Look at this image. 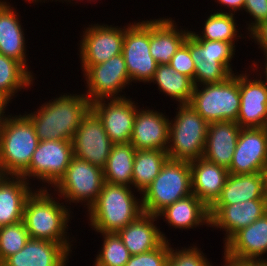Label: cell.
<instances>
[{
  "label": "cell",
  "mask_w": 267,
  "mask_h": 266,
  "mask_svg": "<svg viewBox=\"0 0 267 266\" xmlns=\"http://www.w3.org/2000/svg\"><path fill=\"white\" fill-rule=\"evenodd\" d=\"M28 185L22 176L0 179V227L23 221L26 199L33 192Z\"/></svg>",
  "instance_id": "cell-26"
},
{
  "label": "cell",
  "mask_w": 267,
  "mask_h": 266,
  "mask_svg": "<svg viewBox=\"0 0 267 266\" xmlns=\"http://www.w3.org/2000/svg\"><path fill=\"white\" fill-rule=\"evenodd\" d=\"M128 27V28H127ZM125 27L122 54L132 81L152 80L158 63L150 54V21L129 24Z\"/></svg>",
  "instance_id": "cell-10"
},
{
  "label": "cell",
  "mask_w": 267,
  "mask_h": 266,
  "mask_svg": "<svg viewBox=\"0 0 267 266\" xmlns=\"http://www.w3.org/2000/svg\"><path fill=\"white\" fill-rule=\"evenodd\" d=\"M263 174L265 177V192H266V197H267V166L265 167Z\"/></svg>",
  "instance_id": "cell-45"
},
{
  "label": "cell",
  "mask_w": 267,
  "mask_h": 266,
  "mask_svg": "<svg viewBox=\"0 0 267 266\" xmlns=\"http://www.w3.org/2000/svg\"><path fill=\"white\" fill-rule=\"evenodd\" d=\"M234 44L226 41L197 39L190 31L189 51L195 66L194 86L220 83L234 74L229 63L235 55Z\"/></svg>",
  "instance_id": "cell-8"
},
{
  "label": "cell",
  "mask_w": 267,
  "mask_h": 266,
  "mask_svg": "<svg viewBox=\"0 0 267 266\" xmlns=\"http://www.w3.org/2000/svg\"><path fill=\"white\" fill-rule=\"evenodd\" d=\"M253 199H267L263 172L229 174L221 194L211 206L233 205Z\"/></svg>",
  "instance_id": "cell-27"
},
{
  "label": "cell",
  "mask_w": 267,
  "mask_h": 266,
  "mask_svg": "<svg viewBox=\"0 0 267 266\" xmlns=\"http://www.w3.org/2000/svg\"><path fill=\"white\" fill-rule=\"evenodd\" d=\"M80 41V58L82 66L104 63L112 57L122 54L125 27L112 25H89Z\"/></svg>",
  "instance_id": "cell-14"
},
{
  "label": "cell",
  "mask_w": 267,
  "mask_h": 266,
  "mask_svg": "<svg viewBox=\"0 0 267 266\" xmlns=\"http://www.w3.org/2000/svg\"><path fill=\"white\" fill-rule=\"evenodd\" d=\"M240 130L235 121L209 123L203 158L228 170Z\"/></svg>",
  "instance_id": "cell-21"
},
{
  "label": "cell",
  "mask_w": 267,
  "mask_h": 266,
  "mask_svg": "<svg viewBox=\"0 0 267 266\" xmlns=\"http://www.w3.org/2000/svg\"><path fill=\"white\" fill-rule=\"evenodd\" d=\"M176 27L170 18L150 20V54L158 64H169L190 33Z\"/></svg>",
  "instance_id": "cell-25"
},
{
  "label": "cell",
  "mask_w": 267,
  "mask_h": 266,
  "mask_svg": "<svg viewBox=\"0 0 267 266\" xmlns=\"http://www.w3.org/2000/svg\"><path fill=\"white\" fill-rule=\"evenodd\" d=\"M73 158L72 142L67 140L39 141L27 171L22 175L50 183L53 187L64 176Z\"/></svg>",
  "instance_id": "cell-11"
},
{
  "label": "cell",
  "mask_w": 267,
  "mask_h": 266,
  "mask_svg": "<svg viewBox=\"0 0 267 266\" xmlns=\"http://www.w3.org/2000/svg\"><path fill=\"white\" fill-rule=\"evenodd\" d=\"M82 68L88 88L87 94L84 95L91 103L100 99L124 98L118 93L122 92L131 80L123 54L112 57L104 63Z\"/></svg>",
  "instance_id": "cell-12"
},
{
  "label": "cell",
  "mask_w": 267,
  "mask_h": 266,
  "mask_svg": "<svg viewBox=\"0 0 267 266\" xmlns=\"http://www.w3.org/2000/svg\"><path fill=\"white\" fill-rule=\"evenodd\" d=\"M177 108L178 114L169 123L168 157L187 162L198 160L204 154L209 123L190 104Z\"/></svg>",
  "instance_id": "cell-6"
},
{
  "label": "cell",
  "mask_w": 267,
  "mask_h": 266,
  "mask_svg": "<svg viewBox=\"0 0 267 266\" xmlns=\"http://www.w3.org/2000/svg\"><path fill=\"white\" fill-rule=\"evenodd\" d=\"M208 123L235 121L240 110L239 75L220 83L194 86L189 103Z\"/></svg>",
  "instance_id": "cell-7"
},
{
  "label": "cell",
  "mask_w": 267,
  "mask_h": 266,
  "mask_svg": "<svg viewBox=\"0 0 267 266\" xmlns=\"http://www.w3.org/2000/svg\"><path fill=\"white\" fill-rule=\"evenodd\" d=\"M157 217L143 212L117 232L131 256L154 250L167 240L165 234L154 225Z\"/></svg>",
  "instance_id": "cell-24"
},
{
  "label": "cell",
  "mask_w": 267,
  "mask_h": 266,
  "mask_svg": "<svg viewBox=\"0 0 267 266\" xmlns=\"http://www.w3.org/2000/svg\"><path fill=\"white\" fill-rule=\"evenodd\" d=\"M224 266H263V261H242L224 255Z\"/></svg>",
  "instance_id": "cell-42"
},
{
  "label": "cell",
  "mask_w": 267,
  "mask_h": 266,
  "mask_svg": "<svg viewBox=\"0 0 267 266\" xmlns=\"http://www.w3.org/2000/svg\"><path fill=\"white\" fill-rule=\"evenodd\" d=\"M253 17L254 21L249 23L248 31L251 32L260 23L267 20V0H245L243 10Z\"/></svg>",
  "instance_id": "cell-40"
},
{
  "label": "cell",
  "mask_w": 267,
  "mask_h": 266,
  "mask_svg": "<svg viewBox=\"0 0 267 266\" xmlns=\"http://www.w3.org/2000/svg\"><path fill=\"white\" fill-rule=\"evenodd\" d=\"M267 166V127L241 128L229 174L263 172Z\"/></svg>",
  "instance_id": "cell-15"
},
{
  "label": "cell",
  "mask_w": 267,
  "mask_h": 266,
  "mask_svg": "<svg viewBox=\"0 0 267 266\" xmlns=\"http://www.w3.org/2000/svg\"><path fill=\"white\" fill-rule=\"evenodd\" d=\"M38 143L34 125L26 114L8 115L0 127V170L3 176H22Z\"/></svg>",
  "instance_id": "cell-4"
},
{
  "label": "cell",
  "mask_w": 267,
  "mask_h": 266,
  "mask_svg": "<svg viewBox=\"0 0 267 266\" xmlns=\"http://www.w3.org/2000/svg\"><path fill=\"white\" fill-rule=\"evenodd\" d=\"M165 150H136L132 172V186L140 193L152 183L168 159Z\"/></svg>",
  "instance_id": "cell-32"
},
{
  "label": "cell",
  "mask_w": 267,
  "mask_h": 266,
  "mask_svg": "<svg viewBox=\"0 0 267 266\" xmlns=\"http://www.w3.org/2000/svg\"><path fill=\"white\" fill-rule=\"evenodd\" d=\"M263 266H267V261H263Z\"/></svg>",
  "instance_id": "cell-47"
},
{
  "label": "cell",
  "mask_w": 267,
  "mask_h": 266,
  "mask_svg": "<svg viewBox=\"0 0 267 266\" xmlns=\"http://www.w3.org/2000/svg\"><path fill=\"white\" fill-rule=\"evenodd\" d=\"M30 239L24 222L0 227V265L11 255L20 251Z\"/></svg>",
  "instance_id": "cell-36"
},
{
  "label": "cell",
  "mask_w": 267,
  "mask_h": 266,
  "mask_svg": "<svg viewBox=\"0 0 267 266\" xmlns=\"http://www.w3.org/2000/svg\"><path fill=\"white\" fill-rule=\"evenodd\" d=\"M39 108L26 115L34 125L39 141H71L82 118L91 109V102L84 94H64Z\"/></svg>",
  "instance_id": "cell-1"
},
{
  "label": "cell",
  "mask_w": 267,
  "mask_h": 266,
  "mask_svg": "<svg viewBox=\"0 0 267 266\" xmlns=\"http://www.w3.org/2000/svg\"><path fill=\"white\" fill-rule=\"evenodd\" d=\"M3 177V174H2V172H1V170H0V179Z\"/></svg>",
  "instance_id": "cell-48"
},
{
  "label": "cell",
  "mask_w": 267,
  "mask_h": 266,
  "mask_svg": "<svg viewBox=\"0 0 267 266\" xmlns=\"http://www.w3.org/2000/svg\"><path fill=\"white\" fill-rule=\"evenodd\" d=\"M54 199L46 187L32 192L24 205L23 222L31 239L62 244L70 252L65 232L70 219L69 208Z\"/></svg>",
  "instance_id": "cell-2"
},
{
  "label": "cell",
  "mask_w": 267,
  "mask_h": 266,
  "mask_svg": "<svg viewBox=\"0 0 267 266\" xmlns=\"http://www.w3.org/2000/svg\"><path fill=\"white\" fill-rule=\"evenodd\" d=\"M103 184V169L73 156L64 176L54 189L58 191L59 197L63 196L66 202L69 200V204L83 201L89 209L97 200Z\"/></svg>",
  "instance_id": "cell-9"
},
{
  "label": "cell",
  "mask_w": 267,
  "mask_h": 266,
  "mask_svg": "<svg viewBox=\"0 0 267 266\" xmlns=\"http://www.w3.org/2000/svg\"><path fill=\"white\" fill-rule=\"evenodd\" d=\"M158 111L137 109L130 144L136 150H165L169 144V122Z\"/></svg>",
  "instance_id": "cell-19"
},
{
  "label": "cell",
  "mask_w": 267,
  "mask_h": 266,
  "mask_svg": "<svg viewBox=\"0 0 267 266\" xmlns=\"http://www.w3.org/2000/svg\"><path fill=\"white\" fill-rule=\"evenodd\" d=\"M94 266H101V265H99L97 262H95V263H94Z\"/></svg>",
  "instance_id": "cell-49"
},
{
  "label": "cell",
  "mask_w": 267,
  "mask_h": 266,
  "mask_svg": "<svg viewBox=\"0 0 267 266\" xmlns=\"http://www.w3.org/2000/svg\"><path fill=\"white\" fill-rule=\"evenodd\" d=\"M100 99L91 103V109L101 119L104 129L113 144L130 142L137 113L135 101L124 98Z\"/></svg>",
  "instance_id": "cell-16"
},
{
  "label": "cell",
  "mask_w": 267,
  "mask_h": 266,
  "mask_svg": "<svg viewBox=\"0 0 267 266\" xmlns=\"http://www.w3.org/2000/svg\"><path fill=\"white\" fill-rule=\"evenodd\" d=\"M9 99L6 98L3 95H0V127L3 125V123L6 121L7 117L4 116L5 107H7L9 103Z\"/></svg>",
  "instance_id": "cell-44"
},
{
  "label": "cell",
  "mask_w": 267,
  "mask_h": 266,
  "mask_svg": "<svg viewBox=\"0 0 267 266\" xmlns=\"http://www.w3.org/2000/svg\"><path fill=\"white\" fill-rule=\"evenodd\" d=\"M224 245V255L233 259L267 261L261 258L267 253V213L249 226L240 229Z\"/></svg>",
  "instance_id": "cell-20"
},
{
  "label": "cell",
  "mask_w": 267,
  "mask_h": 266,
  "mask_svg": "<svg viewBox=\"0 0 267 266\" xmlns=\"http://www.w3.org/2000/svg\"><path fill=\"white\" fill-rule=\"evenodd\" d=\"M234 18L232 13L217 11L206 19L202 35L192 31L191 34L197 39L235 42L238 31Z\"/></svg>",
  "instance_id": "cell-34"
},
{
  "label": "cell",
  "mask_w": 267,
  "mask_h": 266,
  "mask_svg": "<svg viewBox=\"0 0 267 266\" xmlns=\"http://www.w3.org/2000/svg\"><path fill=\"white\" fill-rule=\"evenodd\" d=\"M33 76L20 62L0 54V95L11 100L20 89L28 88Z\"/></svg>",
  "instance_id": "cell-33"
},
{
  "label": "cell",
  "mask_w": 267,
  "mask_h": 266,
  "mask_svg": "<svg viewBox=\"0 0 267 266\" xmlns=\"http://www.w3.org/2000/svg\"><path fill=\"white\" fill-rule=\"evenodd\" d=\"M189 164L192 193L209 208L221 194L229 171L203 157Z\"/></svg>",
  "instance_id": "cell-23"
},
{
  "label": "cell",
  "mask_w": 267,
  "mask_h": 266,
  "mask_svg": "<svg viewBox=\"0 0 267 266\" xmlns=\"http://www.w3.org/2000/svg\"><path fill=\"white\" fill-rule=\"evenodd\" d=\"M219 2V4H222L223 6H227L230 8L229 13H236L235 11H239L243 9L245 0H216ZM232 10V11H231Z\"/></svg>",
  "instance_id": "cell-43"
},
{
  "label": "cell",
  "mask_w": 267,
  "mask_h": 266,
  "mask_svg": "<svg viewBox=\"0 0 267 266\" xmlns=\"http://www.w3.org/2000/svg\"><path fill=\"white\" fill-rule=\"evenodd\" d=\"M157 216H163L170 226L179 229L210 225L209 208L193 193L167 206Z\"/></svg>",
  "instance_id": "cell-29"
},
{
  "label": "cell",
  "mask_w": 267,
  "mask_h": 266,
  "mask_svg": "<svg viewBox=\"0 0 267 266\" xmlns=\"http://www.w3.org/2000/svg\"><path fill=\"white\" fill-rule=\"evenodd\" d=\"M252 39H255L261 49L264 51V55L267 54V20L260 23L255 29L249 33Z\"/></svg>",
  "instance_id": "cell-41"
},
{
  "label": "cell",
  "mask_w": 267,
  "mask_h": 266,
  "mask_svg": "<svg viewBox=\"0 0 267 266\" xmlns=\"http://www.w3.org/2000/svg\"><path fill=\"white\" fill-rule=\"evenodd\" d=\"M104 241L102 250L96 255V262L101 266H125L130 253L117 233H101Z\"/></svg>",
  "instance_id": "cell-35"
},
{
  "label": "cell",
  "mask_w": 267,
  "mask_h": 266,
  "mask_svg": "<svg viewBox=\"0 0 267 266\" xmlns=\"http://www.w3.org/2000/svg\"><path fill=\"white\" fill-rule=\"evenodd\" d=\"M169 65L192 81L194 80L195 66L189 51V35L171 58Z\"/></svg>",
  "instance_id": "cell-39"
},
{
  "label": "cell",
  "mask_w": 267,
  "mask_h": 266,
  "mask_svg": "<svg viewBox=\"0 0 267 266\" xmlns=\"http://www.w3.org/2000/svg\"><path fill=\"white\" fill-rule=\"evenodd\" d=\"M17 16L6 1H0V54L20 62L28 70L25 34Z\"/></svg>",
  "instance_id": "cell-28"
},
{
  "label": "cell",
  "mask_w": 267,
  "mask_h": 266,
  "mask_svg": "<svg viewBox=\"0 0 267 266\" xmlns=\"http://www.w3.org/2000/svg\"><path fill=\"white\" fill-rule=\"evenodd\" d=\"M142 194L143 212L156 216L167 206L192 194L189 162L168 158Z\"/></svg>",
  "instance_id": "cell-5"
},
{
  "label": "cell",
  "mask_w": 267,
  "mask_h": 266,
  "mask_svg": "<svg viewBox=\"0 0 267 266\" xmlns=\"http://www.w3.org/2000/svg\"><path fill=\"white\" fill-rule=\"evenodd\" d=\"M150 82H155L158 89L166 95L176 99L179 105L189 104L192 98L194 84L193 81L169 64H158L154 76Z\"/></svg>",
  "instance_id": "cell-31"
},
{
  "label": "cell",
  "mask_w": 267,
  "mask_h": 266,
  "mask_svg": "<svg viewBox=\"0 0 267 266\" xmlns=\"http://www.w3.org/2000/svg\"><path fill=\"white\" fill-rule=\"evenodd\" d=\"M69 253L62 244L30 238L0 266H66Z\"/></svg>",
  "instance_id": "cell-22"
},
{
  "label": "cell",
  "mask_w": 267,
  "mask_h": 266,
  "mask_svg": "<svg viewBox=\"0 0 267 266\" xmlns=\"http://www.w3.org/2000/svg\"><path fill=\"white\" fill-rule=\"evenodd\" d=\"M169 240H165L158 248L146 253L130 256L125 266H166L169 254Z\"/></svg>",
  "instance_id": "cell-38"
},
{
  "label": "cell",
  "mask_w": 267,
  "mask_h": 266,
  "mask_svg": "<svg viewBox=\"0 0 267 266\" xmlns=\"http://www.w3.org/2000/svg\"><path fill=\"white\" fill-rule=\"evenodd\" d=\"M135 153L130 142L113 144L103 169L104 182L131 187Z\"/></svg>",
  "instance_id": "cell-30"
},
{
  "label": "cell",
  "mask_w": 267,
  "mask_h": 266,
  "mask_svg": "<svg viewBox=\"0 0 267 266\" xmlns=\"http://www.w3.org/2000/svg\"><path fill=\"white\" fill-rule=\"evenodd\" d=\"M132 187L104 182L95 203L87 210L90 225L100 233H117L143 213Z\"/></svg>",
  "instance_id": "cell-3"
},
{
  "label": "cell",
  "mask_w": 267,
  "mask_h": 266,
  "mask_svg": "<svg viewBox=\"0 0 267 266\" xmlns=\"http://www.w3.org/2000/svg\"><path fill=\"white\" fill-rule=\"evenodd\" d=\"M166 266H212L204 257L203 252L198 247L183 248L182 250L170 247Z\"/></svg>",
  "instance_id": "cell-37"
},
{
  "label": "cell",
  "mask_w": 267,
  "mask_h": 266,
  "mask_svg": "<svg viewBox=\"0 0 267 266\" xmlns=\"http://www.w3.org/2000/svg\"><path fill=\"white\" fill-rule=\"evenodd\" d=\"M239 75L240 110L237 124L241 128L267 127V84L264 80Z\"/></svg>",
  "instance_id": "cell-18"
},
{
  "label": "cell",
  "mask_w": 267,
  "mask_h": 266,
  "mask_svg": "<svg viewBox=\"0 0 267 266\" xmlns=\"http://www.w3.org/2000/svg\"><path fill=\"white\" fill-rule=\"evenodd\" d=\"M267 213V199H253L225 206H210V226L225 229V243L240 229Z\"/></svg>",
  "instance_id": "cell-17"
},
{
  "label": "cell",
  "mask_w": 267,
  "mask_h": 266,
  "mask_svg": "<svg viewBox=\"0 0 267 266\" xmlns=\"http://www.w3.org/2000/svg\"><path fill=\"white\" fill-rule=\"evenodd\" d=\"M265 58H266V65H265V71H264V73H265V77H266V81L264 80V82L267 84V54L265 55Z\"/></svg>",
  "instance_id": "cell-46"
},
{
  "label": "cell",
  "mask_w": 267,
  "mask_h": 266,
  "mask_svg": "<svg viewBox=\"0 0 267 266\" xmlns=\"http://www.w3.org/2000/svg\"><path fill=\"white\" fill-rule=\"evenodd\" d=\"M71 142L73 156L104 169L113 143L108 137L101 119L92 109L82 118Z\"/></svg>",
  "instance_id": "cell-13"
}]
</instances>
